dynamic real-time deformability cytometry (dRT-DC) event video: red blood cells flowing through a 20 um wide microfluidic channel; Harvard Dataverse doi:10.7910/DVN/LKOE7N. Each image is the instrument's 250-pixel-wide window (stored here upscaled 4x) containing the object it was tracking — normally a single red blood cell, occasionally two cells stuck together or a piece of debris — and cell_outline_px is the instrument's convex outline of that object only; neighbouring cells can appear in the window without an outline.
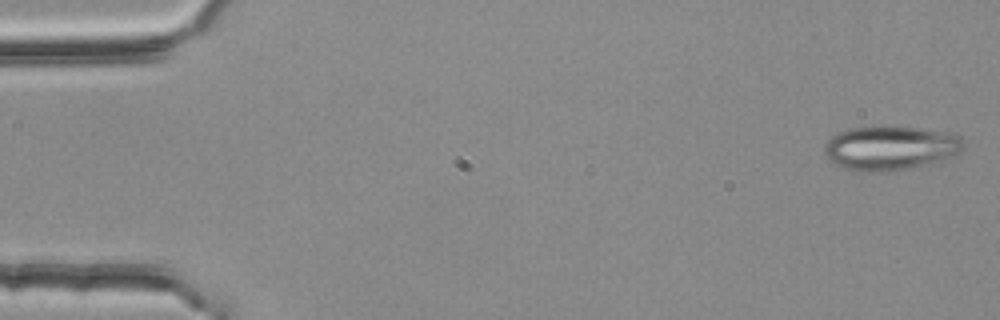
{"species": "common noctule bat (a hibernating species)", "species_latin": "Nyctalus noctula", "temperature_condition": "room temperature", "stored_images_in_passage": 53, "camera_frame_rate_fps": 3000, "um_per_image_px": 0.085, "animal": {"sex": "female", "body_mass_g": 25.1}, "frame": {"image": 1, "passage_image": 1, "time_ms": 0.0, "image_size_px": [1000, 320], "cell_outline_px": [[964, 144], [956, 152], [940, 160], [904, 168], [884, 172], [856, 172], [844, 168], [828, 160], [824, 152], [824, 144], [832, 136], [840, 132], [852, 128], [872, 124], [892, 124], [952, 132], [960, 136], [964, 140]], "centroid_in_image_um": [75.61, 12.52], "position_along_channel_um": 9.4, "area_um2": 36.36}}
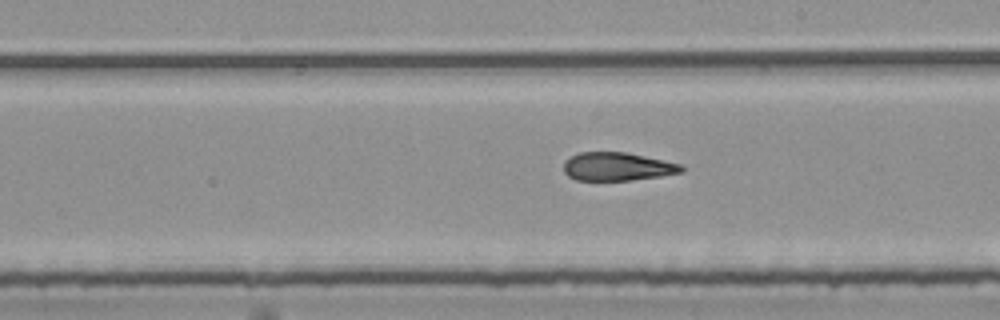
{"frame": {"image": 2, "passage_image": 30, "time_ms": 9.667, "image_size_px": [1000, 320], "cell_outline_px": [[684, 172], [660, 176], [632, 180], [576, 180], [568, 176], [564, 172], [564, 160], [580, 152], [628, 152], [680, 164], [684, 168]], "centroid_in_image_um": [52.47, 14.16], "position_along_channel_um": 236.5, "area_um2": 19.42}}
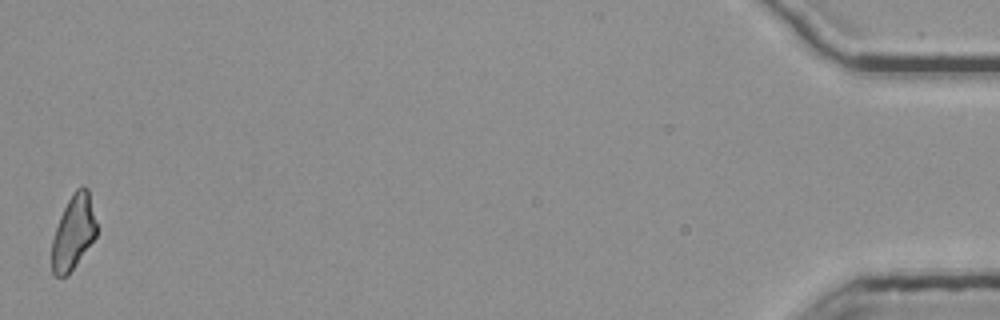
{"frame": {"image": 3, "passage_image": 53, "time_ms": 17.333, "image_size_px": [1000, 320], "cell_outline_px": [[96, 236], [72, 268], [64, 276], [56, 276], [52, 272], [52, 240], [60, 216], [72, 192], [76, 188], [84, 184], [88, 188], [96, 224]], "centroid_in_image_um": [6.23, 19.68], "position_along_channel_um": 429.0, "area_um2": 18.9}, "authors_computed_cell_mechanics": {"area_um2": 20.8658, "velocity_mm_per_s": 3.8002, "shape_relaxation_time_tau1_ms": null, "shape_relaxation_time_tau2_ms": 3.9805, "deformation_change_tau1": null, "deformation_change_tau2": 0.1333}}